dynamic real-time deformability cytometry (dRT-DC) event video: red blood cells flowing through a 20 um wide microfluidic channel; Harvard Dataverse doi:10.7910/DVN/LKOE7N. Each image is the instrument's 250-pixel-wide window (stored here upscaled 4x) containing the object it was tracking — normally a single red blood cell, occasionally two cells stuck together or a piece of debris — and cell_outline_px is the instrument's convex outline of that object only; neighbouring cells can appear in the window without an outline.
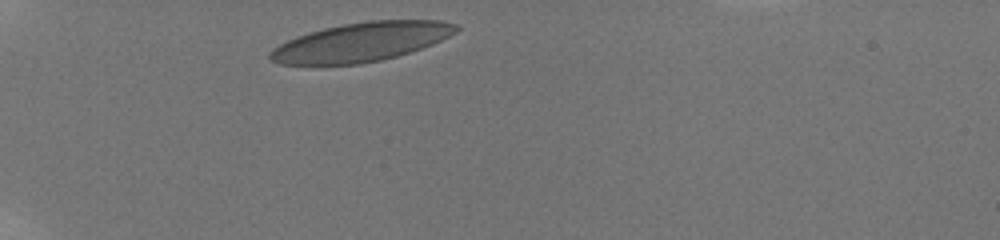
{"species": "human", "species_latin": "Homo sapiens", "temperature_condition": "room temperature", "stored_images_in_passage": 3, "camera_frame_rate_fps": 3000, "um_per_image_px": 0.085, "donor": {"sex": "male"}, "frame": {"image": 1, "passage_image": 1, "time_ms": 0.0, "image_size_px": [1000, 240], "cell_outline_px": [[460, 28], [456, 32], [432, 44], [396, 56], [380, 60], [360, 64], [280, 64], [268, 60], [268, 52], [272, 48], [296, 36], [308, 32], [324, 28], [344, 24], [368, 20], [440, 20], [456, 24]], "centroid_in_image_um": [30.67, 3.56], "position_along_channel_um": 54.3, "area_um2": 42.08}}